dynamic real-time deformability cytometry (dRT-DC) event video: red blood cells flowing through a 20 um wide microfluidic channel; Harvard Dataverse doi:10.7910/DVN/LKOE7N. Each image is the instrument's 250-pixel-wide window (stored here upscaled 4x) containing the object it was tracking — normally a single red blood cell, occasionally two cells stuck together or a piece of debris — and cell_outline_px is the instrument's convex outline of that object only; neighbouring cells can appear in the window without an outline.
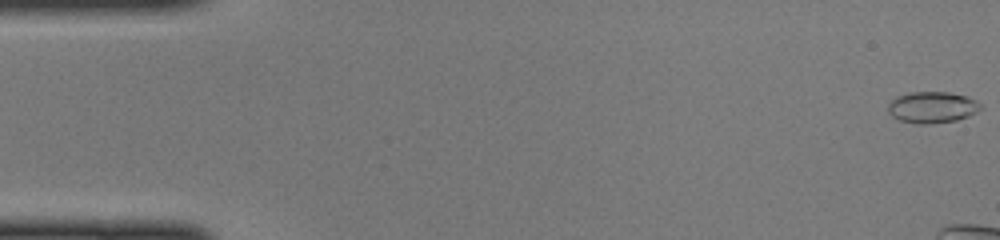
{"species": "common noctule bat (a hibernating species)", "species_latin": "Nyctalus noctula", "temperature_condition": "cold", "stored_images_in_passage": 13, "camera_frame_rate_fps": 3000, "um_per_image_px": 0.085, "animal": {"sex": "female", "body_mass_g": 22.0, "forearm_length_mm": 56.7}, "frame": {"image": 1, "passage_image": 1, "time_ms": 0.0, "image_size_px": [1000, 240], "cell_outline_px": [[980, 108], [976, 112], [968, 116], [956, 120], [928, 124], [916, 124], [900, 120], [892, 116], [888, 112], [888, 104], [896, 96], [912, 92], [948, 92], [968, 96], [976, 100], [980, 104]], "centroid_in_image_um": [79.22, 9.11], "position_along_channel_um": 5.8, "area_um2": 16.88}}